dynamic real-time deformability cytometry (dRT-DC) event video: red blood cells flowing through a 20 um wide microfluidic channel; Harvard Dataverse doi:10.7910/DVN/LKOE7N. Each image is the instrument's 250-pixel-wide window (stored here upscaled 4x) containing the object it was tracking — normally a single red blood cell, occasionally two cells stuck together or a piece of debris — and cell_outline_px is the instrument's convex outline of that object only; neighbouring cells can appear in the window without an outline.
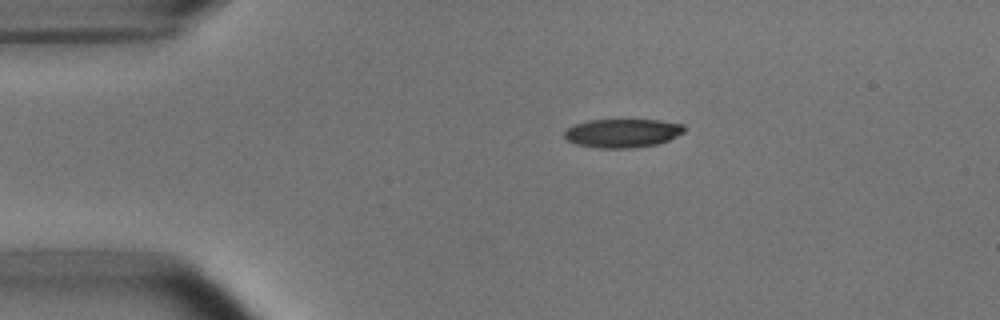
{"species": "common noctule bat (a hibernating species)", "species_latin": "Nyctalus noctula", "temperature_condition": "room temperature", "stored_images_in_passage": 44, "camera_frame_rate_fps": 3000, "um_per_image_px": 0.085, "animal": {"sex": "male", "body_mass_g": 15.6}, "frame": {"image": 1, "passage_image": 1, "time_ms": 0.0, "image_size_px": [1000, 320], "cell_outline_px": [[684, 132], [668, 140], [656, 144], [632, 148], [596, 148], [576, 144], [568, 140], [564, 136], [564, 132], [572, 124], [588, 120], [660, 120], [684, 124]], "centroid_in_image_um": [52.89, 11.31], "position_along_channel_um": 32.1, "area_um2": 20.06}}
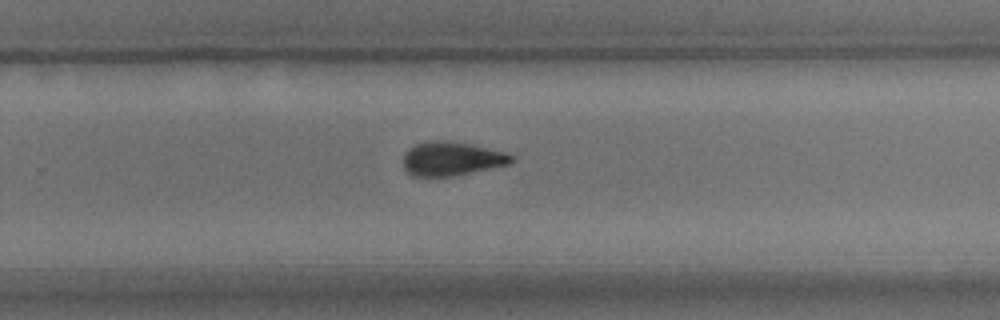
{"frame": {"image": 2, "passage_image": 25, "time_ms": 8.0, "image_size_px": [1000, 320], "cell_outline_px": [[516, 160], [508, 164], [452, 176], [412, 176], [404, 168], [404, 152], [408, 148], [416, 144], [428, 140], [444, 140], [472, 144], [508, 152], [516, 156]], "centroid_in_image_um": [38.42, 13.47], "position_along_channel_um": 291.4, "area_um2": 21.56}}
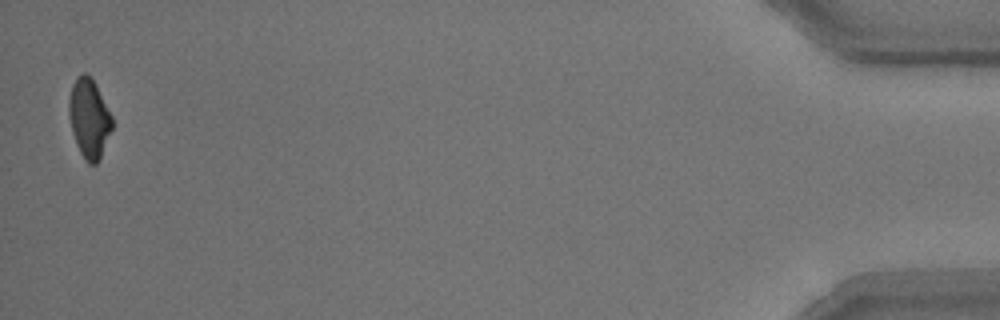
{"frame": {"image": 3, "passage_image": 43, "time_ms": 14.0, "image_size_px": [1000, 320], "cell_outline_px": [[112, 128], [100, 156], [96, 164], [88, 164], [80, 152], [76, 144], [72, 132], [68, 116], [68, 100], [72, 84], [76, 76], [84, 72], [92, 80], [112, 116]], "centroid_in_image_um": [7.53, 10.06], "position_along_channel_um": 427.7, "area_um2": 19.59}, "authors_computed_cell_mechanics": {"area_um2": 21.5305, "velocity_mm_per_s": 3.7652, "shape_relaxation_time_tau1_ms": 3.6698, "shape_relaxation_time_tau2_ms": 3.684, "deformation_change_tau1": 0.1459, "deformation_change_tau2": 0.1072}}